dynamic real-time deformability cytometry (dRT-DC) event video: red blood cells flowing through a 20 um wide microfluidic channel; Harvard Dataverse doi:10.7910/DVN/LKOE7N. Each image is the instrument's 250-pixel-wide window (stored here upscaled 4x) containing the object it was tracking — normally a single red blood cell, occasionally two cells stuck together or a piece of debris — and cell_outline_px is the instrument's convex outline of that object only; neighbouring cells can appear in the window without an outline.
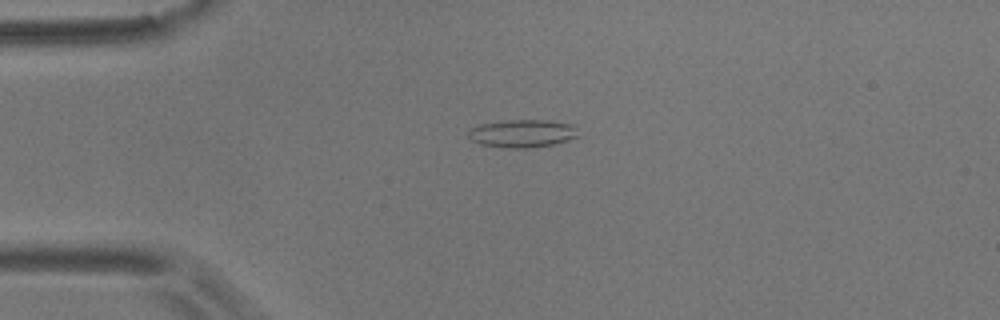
{"species": "common noctule bat (a hibernating species)", "species_latin": "Nyctalus noctula", "temperature_condition": "room temperature", "stored_images_in_passage": 45, "camera_frame_rate_fps": 3000, "um_per_image_px": 0.085, "animal": {"sex": "male", "body_mass_g": 17.9}, "frame": {"image": 1, "passage_image": 2, "time_ms": 0.333, "image_size_px": [1000, 320], "cell_outline_px": [[576, 136], [568, 140], [552, 144], [528, 148], [508, 148], [480, 144], [472, 140], [468, 136], [468, 132], [472, 128], [480, 124], [504, 120], [548, 120], [572, 124]], "centroid_in_image_um": [44.34, 11.34], "position_along_channel_um": 40.7, "area_um2": 17.57}}
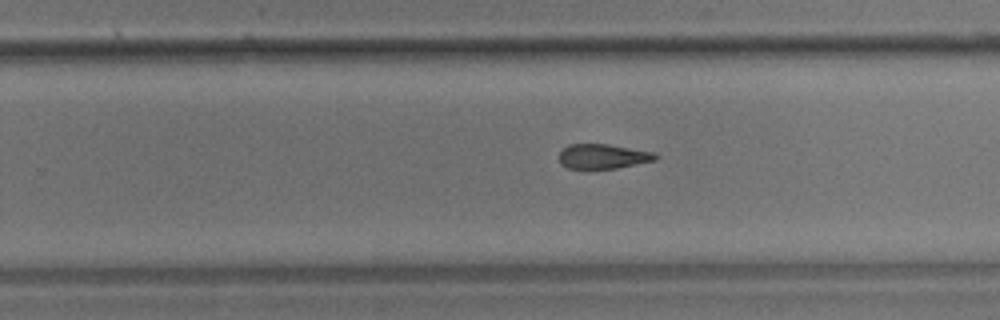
{"frame": {"image": 2, "passage_image": 24, "time_ms": 7.667, "image_size_px": [1000, 320], "cell_outline_px": [[660, 156], [656, 160], [616, 168], [568, 168], [560, 164], [560, 152], [568, 144], [608, 144], [652, 152]], "centroid_in_image_um": [51.25, 13.28], "position_along_channel_um": 278.6, "area_um2": 13.7}}
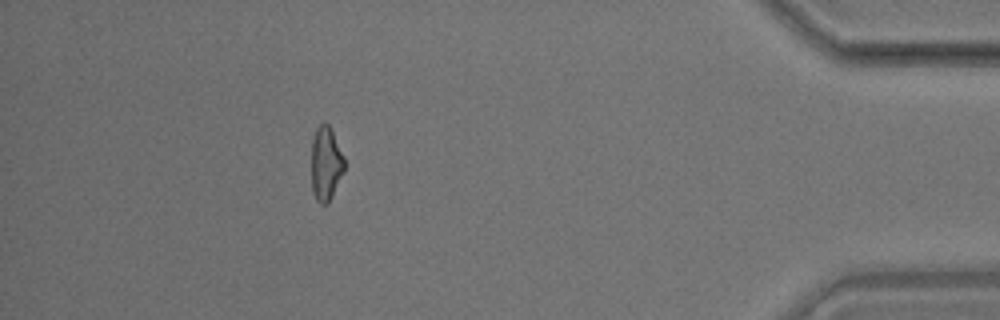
{"frame": {"image": 3, "passage_image": 39, "time_ms": 12.667, "image_size_px": [1000, 320], "cell_outline_px": [[344, 172], [328, 204], [320, 204], [316, 200], [312, 192], [312, 140], [316, 128], [320, 124], [328, 124], [332, 128], [344, 156]], "centroid_in_image_um": [27.71, 13.91], "position_along_channel_um": 407.5, "area_um2": 14.39}, "authors_computed_cell_mechanics": {"area_um2": 14.9124, "velocity_mm_per_s": 3.5934, "shape_relaxation_time_tau1_ms": null, "shape_relaxation_time_tau2_ms": 8.1848, "deformation_change_tau1": null, "deformation_change_tau2": 0.2098}}